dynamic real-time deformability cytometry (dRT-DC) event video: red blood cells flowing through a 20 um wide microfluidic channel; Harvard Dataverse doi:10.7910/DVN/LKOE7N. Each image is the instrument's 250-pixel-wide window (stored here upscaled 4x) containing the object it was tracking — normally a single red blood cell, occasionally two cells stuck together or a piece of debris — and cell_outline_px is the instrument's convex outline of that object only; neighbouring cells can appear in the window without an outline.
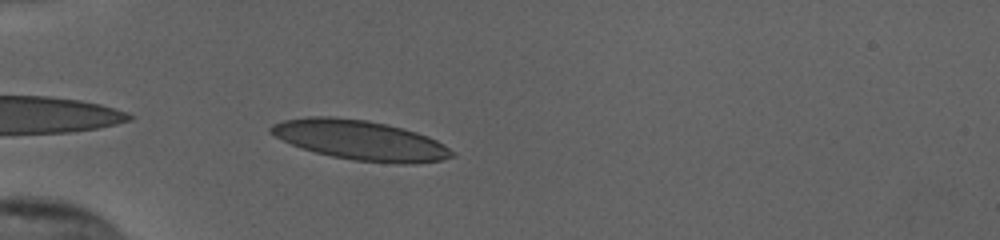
{"species": "human", "species_latin": "Homo sapiens", "temperature_condition": "cold", "stored_images_in_passage": 39, "camera_frame_rate_fps": 3000, "um_per_image_px": 0.085, "donor": {"sex": "female"}, "frame": {"image": 1, "passage_image": 2, "time_ms": 0.333, "image_size_px": [1000, 240], "cell_outline_px": [[456, 156], [440, 160], [412, 164], [404, 164], [352, 160], [332, 156], [316, 152], [292, 144], [268, 132], [268, 128], [272, 124], [284, 120], [308, 116], [332, 116], [368, 120], [388, 124], [404, 128], [428, 136], [444, 144], [456, 152]], "centroid_in_image_um": [30.66, 11.9], "position_along_channel_um": 54.3, "area_um2": 42.02}}
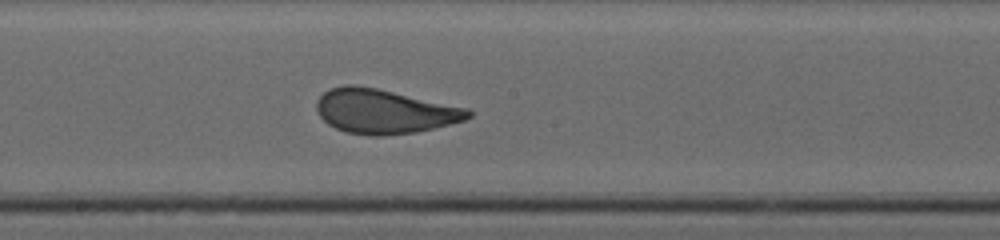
{"frame": {"image": 2, "passage_image": 16, "time_ms": 5.0, "image_size_px": [1000, 240], "cell_outline_px": [[472, 116], [464, 120], [416, 132], [380, 136], [372, 136], [348, 132], [336, 128], [328, 124], [320, 116], [316, 108], [316, 100], [324, 92], [332, 88], [344, 84], [352, 84], [376, 88], [468, 108], [472, 112]], "centroid_in_image_um": [32.64, 9.46], "position_along_channel_um": 215.6, "area_um2": 38.9}}
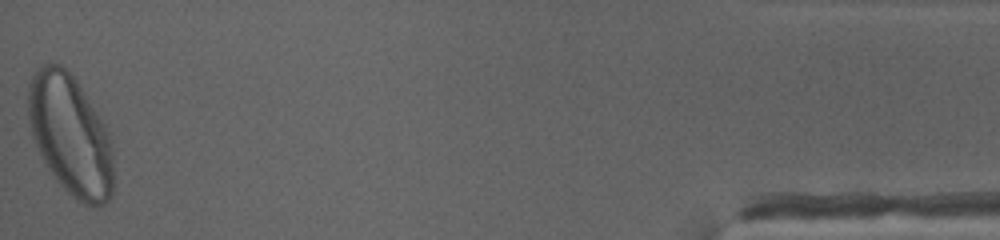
{"frame": {"image": 3, "passage_image": 39, "time_ms": 12.667, "image_size_px": [1000, 240], "cell_outline_px": [[112, 196], [104, 204], [84, 204], [76, 200], [56, 180], [48, 168], [32, 136], [28, 120], [28, 84], [36, 68], [44, 64], [60, 64], [76, 80], [104, 124], [112, 140]], "centroid_in_image_um": [5.97, 11.47], "position_along_channel_um": 429.2, "area_um2": 59.3}, "authors_computed_cell_mechanics": {"area_um2": 39.4196, "velocity_mm_per_s": 3.8196, "shape_relaxation_time_tau1_ms": 3.6014, "shape_relaxation_time_tau2_ms": null, "deformation_change_tau1": 0.1625, "deformation_change_tau2": null}}